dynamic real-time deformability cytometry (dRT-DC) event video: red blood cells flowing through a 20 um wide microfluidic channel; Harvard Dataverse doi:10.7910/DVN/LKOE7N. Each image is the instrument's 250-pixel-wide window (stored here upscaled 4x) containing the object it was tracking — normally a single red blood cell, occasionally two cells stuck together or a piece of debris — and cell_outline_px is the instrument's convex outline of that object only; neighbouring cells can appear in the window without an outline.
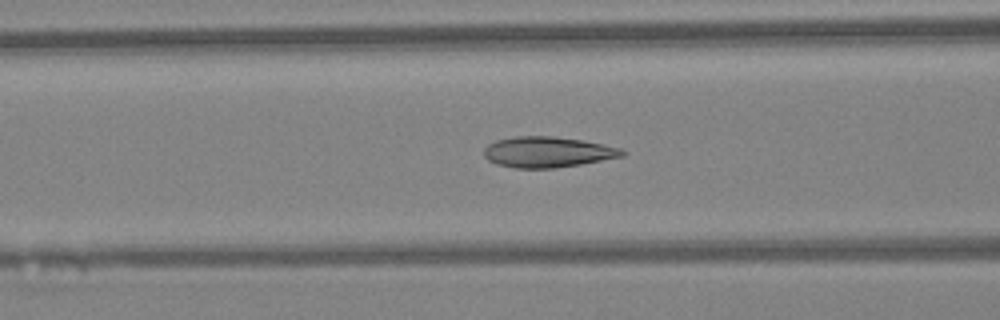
{"species": "Egyptian fruit bat (a non-hibernating species)", "species_latin": "Rousettus aegyptiacus", "temperature_condition": "warm", "stored_images_in_passage": 35, "camera_frame_rate_fps": 3000, "um_per_image_px": 0.085, "animal": {"sex": "female"}, "frame": {"image": 1, "passage_image": 13, "time_ms": 4.0, "image_size_px": [1000, 320], "cell_outline_px": [[624, 156], [580, 164], [556, 168], [516, 168], [496, 164], [488, 160], [484, 156], [484, 148], [488, 144], [496, 140], [516, 136], [552, 136], [580, 140], [620, 148], [624, 152]], "centroid_in_image_um": [46.49, 12.93], "position_along_channel_um": 120.1, "area_um2": 24.51}}
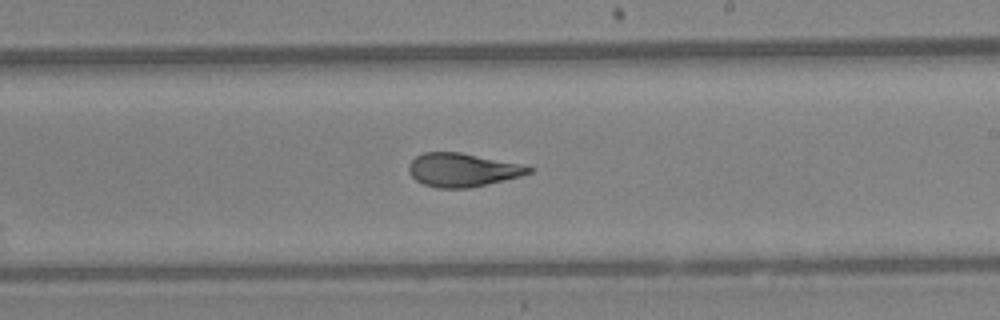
{"frame": {"image": 2, "passage_image": 22, "time_ms": 7.0, "image_size_px": [1000, 320], "cell_outline_px": [[532, 172], [520, 176], [504, 180], [468, 188], [436, 188], [424, 184], [416, 180], [408, 172], [408, 164], [416, 156], [424, 152], [460, 152], [520, 164], [532, 168]], "centroid_in_image_um": [39.26, 14.44], "position_along_channel_um": 249.7, "area_um2": 23.24}}
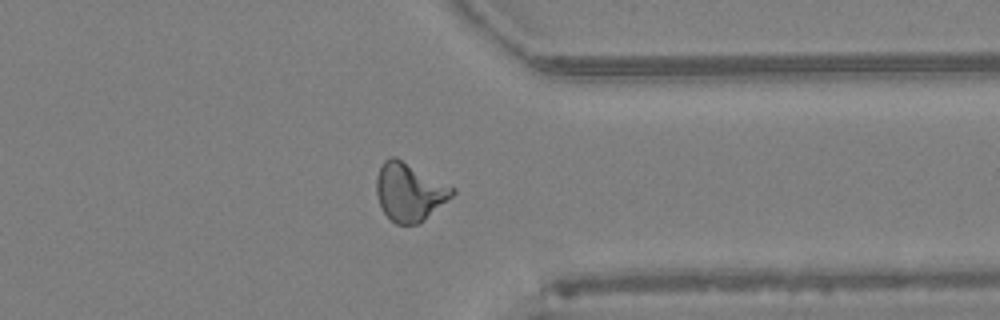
{"frame": {"image": 3, "passage_image": 31, "time_ms": 10.0, "image_size_px": [1000, 320], "cell_outline_px": [[456, 192], [452, 196], [420, 224], [396, 224], [384, 212], [380, 204], [376, 192], [376, 180], [380, 168], [384, 160], [392, 156], [396, 156], [456, 188]], "centroid_in_image_um": [34.82, 16.3], "position_along_channel_um": 376.6, "area_um2": 25.66}}